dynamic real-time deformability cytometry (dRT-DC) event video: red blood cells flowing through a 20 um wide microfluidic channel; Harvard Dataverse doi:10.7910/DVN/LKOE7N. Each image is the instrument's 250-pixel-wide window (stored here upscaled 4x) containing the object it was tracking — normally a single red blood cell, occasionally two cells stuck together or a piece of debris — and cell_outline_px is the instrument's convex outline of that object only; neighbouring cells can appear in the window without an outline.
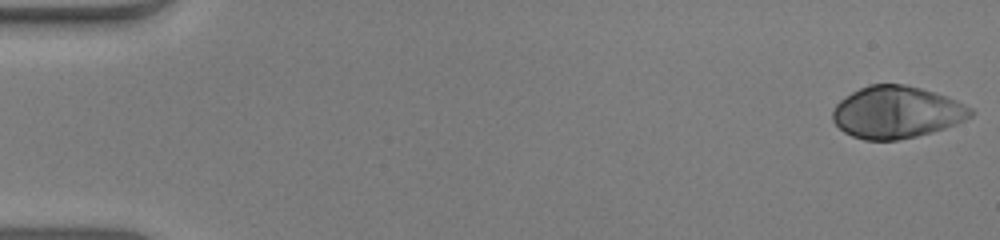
{"species": "human", "species_latin": "Homo sapiens", "temperature_condition": "warm", "stored_images_in_passage": 49, "camera_frame_rate_fps": 3000, "um_per_image_px": 0.085, "donor": {"sex": "male"}, "frame": {"image": 1, "passage_image": 1, "time_ms": 0.0, "image_size_px": [1000, 240], "cell_outline_px": [[976, 112], [972, 116], [956, 124], [932, 132], [916, 136], [896, 140], [864, 140], [852, 136], [844, 132], [832, 120], [832, 112], [836, 104], [840, 100], [852, 92], [868, 84], [904, 84], [920, 88], [956, 100], [972, 108]], "centroid_in_image_um": [76.2, 9.54], "position_along_channel_um": 8.8, "area_um2": 41.79}}
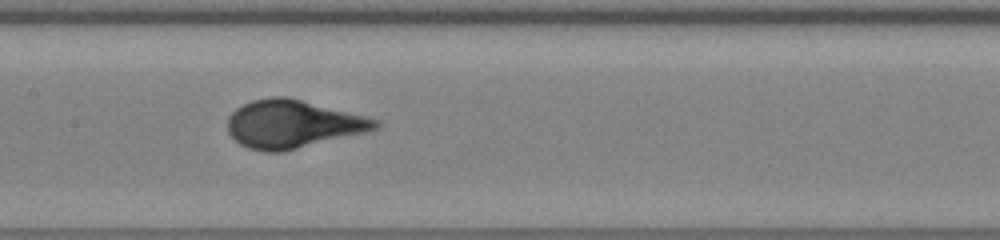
{"frame": {"image": 2, "passage_image": 26, "time_ms": 8.333, "image_size_px": [1000, 240], "cell_outline_px": [[380, 128], [284, 152], [264, 152], [248, 148], [240, 144], [228, 132], [228, 116], [236, 108], [252, 100], [272, 96], [284, 96], [380, 120]], "centroid_in_image_um": [24.85, 10.56], "position_along_channel_um": 182.6, "area_um2": 40.92}}
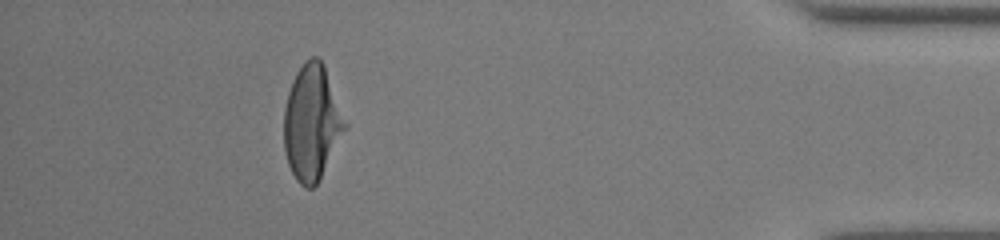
{"frame": {"image": 3, "passage_image": 47, "time_ms": 15.333, "image_size_px": [1000, 240], "cell_outline_px": [[348, 124], [320, 180], [312, 188], [304, 188], [296, 180], [288, 164], [284, 148], [284, 108], [288, 92], [292, 80], [296, 72], [304, 60], [312, 56], [316, 56], [324, 64]], "centroid_in_image_um": [26.5, 10.41], "position_along_channel_um": 408.7, "area_um2": 41.21}}